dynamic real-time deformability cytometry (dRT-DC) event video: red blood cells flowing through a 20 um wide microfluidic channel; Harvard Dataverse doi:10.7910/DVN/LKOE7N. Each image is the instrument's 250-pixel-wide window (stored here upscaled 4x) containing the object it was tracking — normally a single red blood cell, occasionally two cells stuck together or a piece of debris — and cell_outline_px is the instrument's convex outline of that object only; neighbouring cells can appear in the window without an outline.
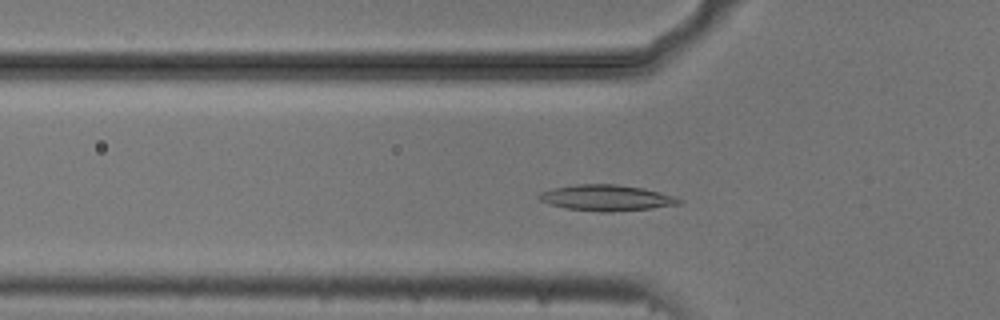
{"species": "common noctule bat (a hibernating species)", "species_latin": "Nyctalus noctula", "temperature_condition": "cold", "stored_images_in_passage": 52, "camera_frame_rate_fps": 3000, "um_per_image_px": 0.085, "animal": {"sex": "male", "body_mass_g": 20.5, "forearm_length_mm": 52.5}, "frame": {"image": 1, "passage_image": 16, "time_ms": 5.0, "image_size_px": [1000, 320], "cell_outline_px": [[684, 200], [680, 204], [652, 208], [612, 212], [600, 212], [564, 208], [548, 204], [540, 200], [536, 196], [540, 192], [552, 188], [576, 184], [616, 184], [644, 188], [660, 192]], "centroid_in_image_um": [51.52, 16.82], "position_along_channel_um": 74.3, "area_um2": 21.33}}
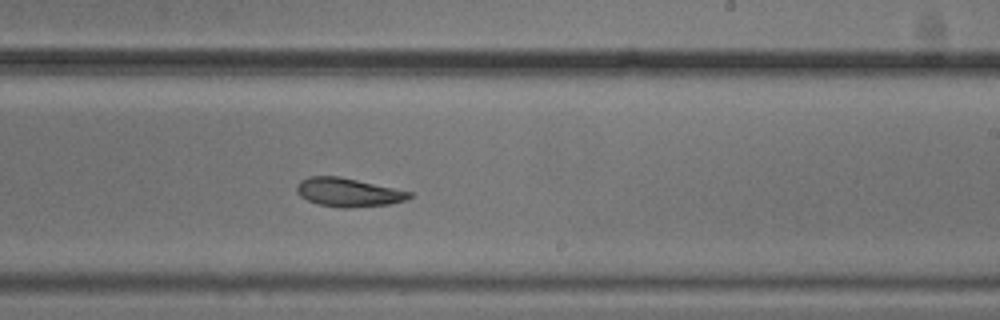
{"frame": {"image": 2, "passage_image": 31, "time_ms": 10.0, "image_size_px": [1000, 320], "cell_outline_px": [[412, 196], [404, 200], [388, 204], [352, 208], [340, 208], [320, 204], [308, 200], [300, 196], [296, 192], [296, 184], [300, 180], [308, 176], [340, 176], [412, 192]], "centroid_in_image_um": [29.56, 16.34], "position_along_channel_um": 259.4, "area_um2": 18.79}}
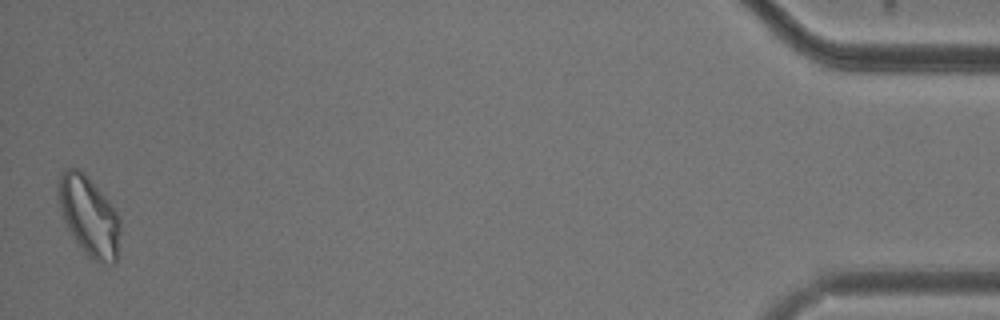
{"frame": {"image": 3, "passage_image": 52, "time_ms": 17.0, "image_size_px": [1000, 320], "cell_outline_px": [[120, 232], [116, 264], [108, 264], [96, 260], [88, 256], [80, 248], [68, 228], [64, 220], [60, 208], [60, 172], [64, 168], [80, 168], [88, 176], [108, 200], [120, 216]], "centroid_in_image_um": [7.6, 18.37], "position_along_channel_um": 427.6, "area_um2": 28.44}, "authors_computed_cell_mechanics": {"area_um2": 19.9988, "velocity_mm_per_s": 3.6847, "shape_relaxation_time_tau1_ms": 4.5092, "shape_relaxation_time_tau2_ms": 6.6246, "deformation_change_tau1": 0.1205, "deformation_change_tau2": 0.1278}}